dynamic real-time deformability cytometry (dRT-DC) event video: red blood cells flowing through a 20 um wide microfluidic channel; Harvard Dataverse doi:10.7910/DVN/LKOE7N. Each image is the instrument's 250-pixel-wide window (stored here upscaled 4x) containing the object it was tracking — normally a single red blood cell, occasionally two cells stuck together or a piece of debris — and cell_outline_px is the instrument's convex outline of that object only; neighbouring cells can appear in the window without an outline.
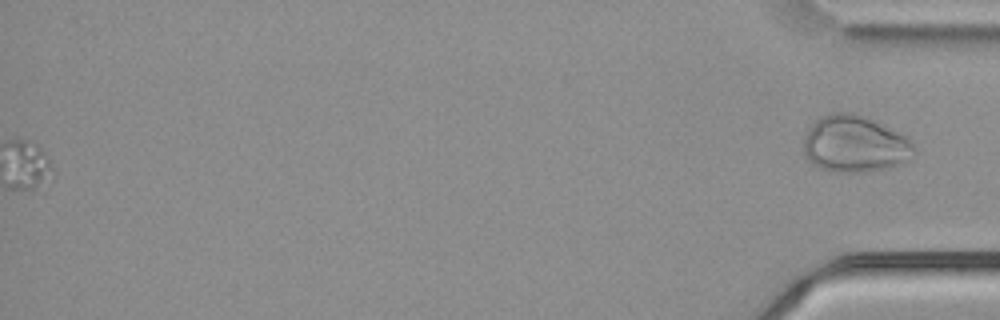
{"species": "common noctule bat (a hibernating species)", "species_latin": "Nyctalus noctula", "temperature_condition": "cold", "stored_images_in_passage": 60, "segment_of_instrument_passage": [2, 2], "camera_frame_rate_fps": 3000, "um_per_image_px": 0.085, "animal": {"sex": "male", "body_mass_g": 21.5, "forearm_length_mm": 52.0}, "frame": {"image": 1, "passage_image": 60, "time_ms": 19.667, "image_size_px": [1000, 320], "cell_outline_px": [[916, 156], [912, 160], [904, 164], [888, 168], [868, 172], [840, 172], [820, 168], [812, 164], [808, 160], [800, 148], [804, 136], [812, 124], [820, 116], [832, 112], [852, 112], [868, 116], [900, 132], [916, 148]], "centroid_in_image_um": [72.68, 12.24], "position_along_channel_um": 362.5, "area_um2": 37.57}}